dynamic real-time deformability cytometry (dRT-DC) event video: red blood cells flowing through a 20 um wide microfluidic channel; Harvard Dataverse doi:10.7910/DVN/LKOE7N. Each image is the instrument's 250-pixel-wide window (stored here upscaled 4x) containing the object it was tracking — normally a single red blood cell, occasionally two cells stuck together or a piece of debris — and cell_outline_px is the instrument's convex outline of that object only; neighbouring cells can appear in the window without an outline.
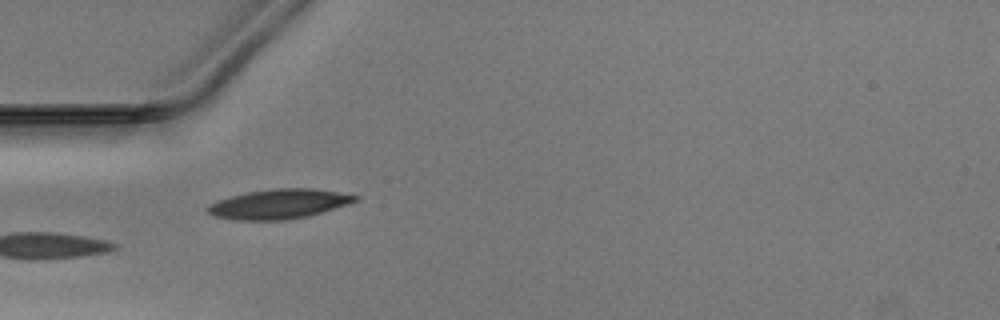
{"species": "Egyptian fruit bat (a non-hibernating species)", "species_latin": "Rousettus aegyptiacus", "temperature_condition": "warm", "stored_images_in_passage": 25, "camera_frame_rate_fps": 3000, "um_per_image_px": 0.085, "animal": {"sex": "male"}, "frame": {"image": 1, "passage_image": 1, "time_ms": 0.0, "image_size_px": [1000, 320], "cell_outline_px": [[360, 200], [348, 204], [308, 216], [284, 220], [236, 220], [212, 216], [204, 212], [204, 208], [208, 204], [232, 196], [248, 192], [276, 188], [312, 188], [360, 196]], "centroid_in_image_um": [23.67, 17.35], "position_along_channel_um": 61.3, "area_um2": 25.49}}